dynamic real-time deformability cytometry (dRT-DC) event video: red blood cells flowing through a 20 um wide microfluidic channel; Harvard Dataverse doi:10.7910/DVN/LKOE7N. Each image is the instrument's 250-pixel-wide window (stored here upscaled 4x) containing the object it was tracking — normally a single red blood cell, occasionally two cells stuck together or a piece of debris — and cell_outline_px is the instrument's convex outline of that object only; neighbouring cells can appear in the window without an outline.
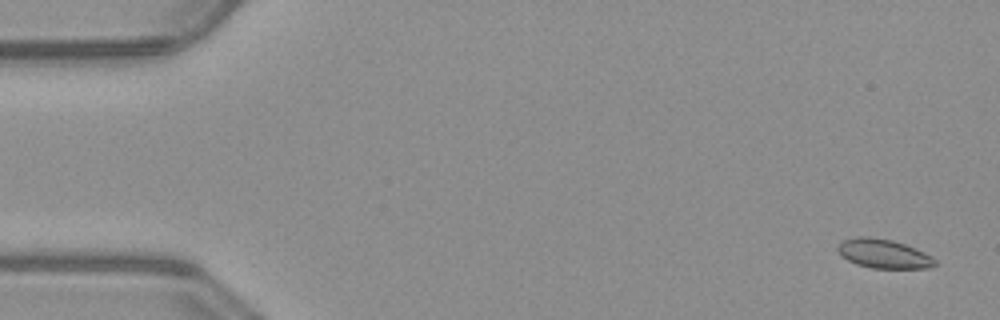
{"species": "common noctule bat (a hibernating species)", "species_latin": "Nyctalus noctula", "temperature_condition": "warm", "stored_images_in_passage": 54, "camera_frame_rate_fps": 3000, "um_per_image_px": 0.085, "animal": {"sex": "male", "body_mass_g": 23.1, "forearm_length_mm": 52.7}, "frame": {"image": 1, "passage_image": 3, "time_ms": 0.667, "image_size_px": [1000, 320], "cell_outline_px": [[936, 264], [932, 268], [872, 268], [856, 264], [840, 256], [836, 248], [844, 240], [856, 236], [868, 236], [892, 240], [904, 244], [924, 252], [932, 256], [936, 260]], "centroid_in_image_um": [75.1, 21.57], "position_along_channel_um": 9.9, "area_um2": 16.53}}
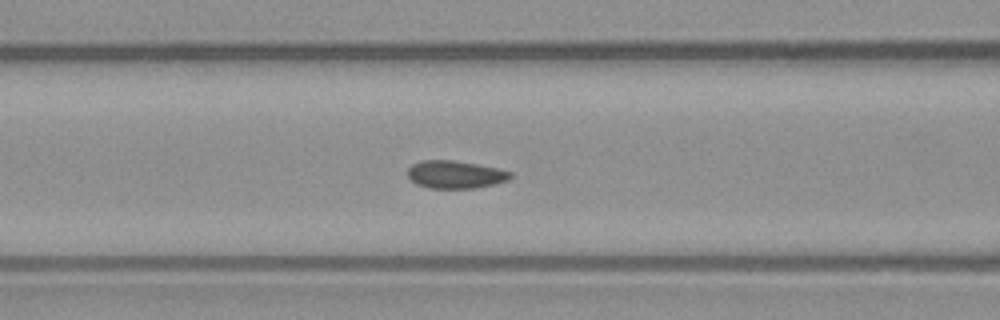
{"frame": {"image": 2, "passage_image": 22, "time_ms": 7.0, "image_size_px": [1000, 320], "cell_outline_px": [[512, 176], [508, 180], [476, 188], [428, 188], [416, 184], [408, 176], [408, 168], [412, 164], [420, 160], [452, 160], [500, 168], [512, 172]], "centroid_in_image_um": [38.7, 14.83], "position_along_channel_um": 127.9, "area_um2": 16.65}}
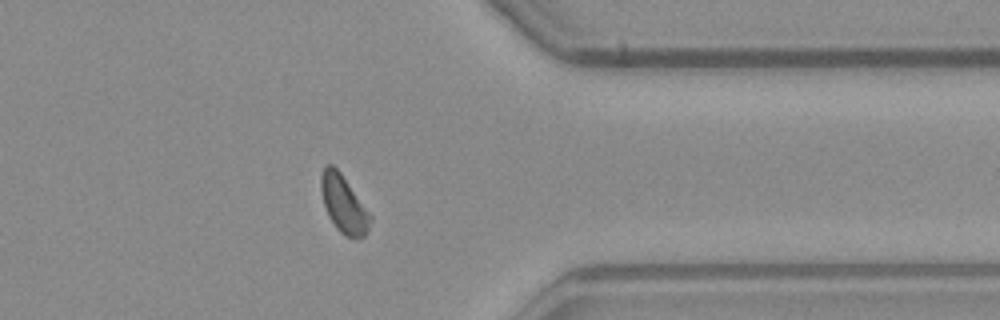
{"frame": {"image": 3, "passage_image": 42, "time_ms": 13.667, "image_size_px": [1000, 320], "cell_outline_px": [[372, 220], [364, 236], [344, 236], [336, 228], [328, 216], [320, 192], [320, 176], [324, 164], [332, 164], [340, 172], [372, 216]], "centroid_in_image_um": [29.17, 17.31], "position_along_channel_um": 382.2, "area_um2": 16.36}, "authors_computed_cell_mechanics": {"area_um2": 16.6175, "velocity_mm_per_s": 3.9994, "shape_relaxation_time_tau1_ms": 5.107, "shape_relaxation_time_tau2_ms": 1.3365, "deformation_change_tau1": 0.0635, "deformation_change_tau2": 0.0488}}